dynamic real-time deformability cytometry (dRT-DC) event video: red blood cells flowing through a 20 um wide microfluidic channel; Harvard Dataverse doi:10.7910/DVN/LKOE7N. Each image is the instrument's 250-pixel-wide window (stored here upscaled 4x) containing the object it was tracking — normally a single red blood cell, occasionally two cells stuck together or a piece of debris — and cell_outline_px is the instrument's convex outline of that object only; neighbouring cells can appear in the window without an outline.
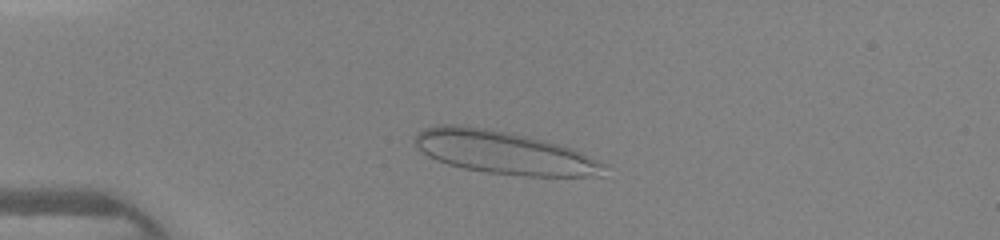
{"species": "human", "species_latin": "Homo sapiens", "temperature_condition": "warm", "stored_images_in_passage": 42, "camera_frame_rate_fps": 3000, "um_per_image_px": 0.085, "donor": {"sex": "female"}, "frame": {"image": 1, "passage_image": 8, "time_ms": 2.333, "image_size_px": [1000, 240], "cell_outline_px": [[608, 164], [604, 176], [524, 176], [488, 172], [464, 168], [448, 164], [436, 160], [428, 156], [416, 144], [416, 132], [424, 128], [440, 124], [456, 124], [488, 128], [544, 140], [560, 144], [572, 148]], "centroid_in_image_um": [42.88, 12.96], "position_along_channel_um": 42.1, "area_um2": 47.34}}
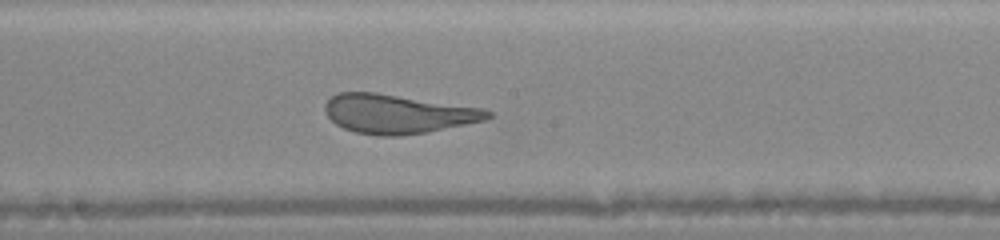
{"frame": {"image": 2, "passage_image": 22, "time_ms": 7.0, "image_size_px": [1000, 240], "cell_outline_px": [[492, 116], [484, 120], [428, 132], [400, 136], [380, 136], [356, 132], [344, 128], [336, 124], [328, 116], [324, 108], [324, 104], [336, 92], [376, 92], [484, 108], [492, 112]], "centroid_in_image_um": [33.8, 9.67], "position_along_channel_um": 214.4, "area_um2": 37.05}}
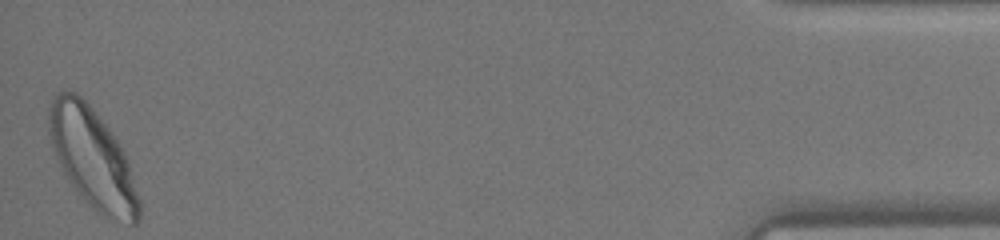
{"frame": {"image": 3, "passage_image": 42, "time_ms": 13.667, "image_size_px": [1000, 240], "cell_outline_px": [[140, 220], [136, 224], [132, 224], [108, 220], [84, 200], [60, 164], [52, 148], [48, 132], [48, 108], [56, 92], [76, 92], [92, 108], [108, 128], [120, 144], [128, 160], [140, 200]], "centroid_in_image_um": [7.89, 13.47], "position_along_channel_um": 427.3, "area_um2": 51.96}}